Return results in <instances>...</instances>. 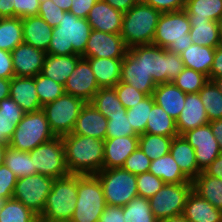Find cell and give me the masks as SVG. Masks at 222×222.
Returning <instances> with one entry per match:
<instances>
[{
    "label": "cell",
    "mask_w": 222,
    "mask_h": 222,
    "mask_svg": "<svg viewBox=\"0 0 222 222\" xmlns=\"http://www.w3.org/2000/svg\"><path fill=\"white\" fill-rule=\"evenodd\" d=\"M151 159L148 158L144 152L138 147L131 155L125 160L123 169L128 172L139 175L149 171Z\"/></svg>",
    "instance_id": "681fc988"
},
{
    "label": "cell",
    "mask_w": 222,
    "mask_h": 222,
    "mask_svg": "<svg viewBox=\"0 0 222 222\" xmlns=\"http://www.w3.org/2000/svg\"><path fill=\"white\" fill-rule=\"evenodd\" d=\"M38 222H49V221L38 219Z\"/></svg>",
    "instance_id": "11e5206c"
},
{
    "label": "cell",
    "mask_w": 222,
    "mask_h": 222,
    "mask_svg": "<svg viewBox=\"0 0 222 222\" xmlns=\"http://www.w3.org/2000/svg\"><path fill=\"white\" fill-rule=\"evenodd\" d=\"M14 76L11 52L0 49V78L12 79Z\"/></svg>",
    "instance_id": "6f0895ef"
},
{
    "label": "cell",
    "mask_w": 222,
    "mask_h": 222,
    "mask_svg": "<svg viewBox=\"0 0 222 222\" xmlns=\"http://www.w3.org/2000/svg\"><path fill=\"white\" fill-rule=\"evenodd\" d=\"M125 136H139L130 125L127 113L111 114L108 119L106 139Z\"/></svg>",
    "instance_id": "bcb514c9"
},
{
    "label": "cell",
    "mask_w": 222,
    "mask_h": 222,
    "mask_svg": "<svg viewBox=\"0 0 222 222\" xmlns=\"http://www.w3.org/2000/svg\"><path fill=\"white\" fill-rule=\"evenodd\" d=\"M139 146V136L115 137L104 140L103 169L119 168Z\"/></svg>",
    "instance_id": "ffe728a7"
},
{
    "label": "cell",
    "mask_w": 222,
    "mask_h": 222,
    "mask_svg": "<svg viewBox=\"0 0 222 222\" xmlns=\"http://www.w3.org/2000/svg\"><path fill=\"white\" fill-rule=\"evenodd\" d=\"M24 111L36 112L42 109L37 96L35 77L14 76L10 83V95Z\"/></svg>",
    "instance_id": "603a6c76"
},
{
    "label": "cell",
    "mask_w": 222,
    "mask_h": 222,
    "mask_svg": "<svg viewBox=\"0 0 222 222\" xmlns=\"http://www.w3.org/2000/svg\"><path fill=\"white\" fill-rule=\"evenodd\" d=\"M215 48L209 46L190 45L181 54L185 68L201 72L210 80V70L213 65Z\"/></svg>",
    "instance_id": "f546056e"
},
{
    "label": "cell",
    "mask_w": 222,
    "mask_h": 222,
    "mask_svg": "<svg viewBox=\"0 0 222 222\" xmlns=\"http://www.w3.org/2000/svg\"><path fill=\"white\" fill-rule=\"evenodd\" d=\"M218 24H219V29H220V37H221V41H222V16L219 19Z\"/></svg>",
    "instance_id": "753ad0ef"
},
{
    "label": "cell",
    "mask_w": 222,
    "mask_h": 222,
    "mask_svg": "<svg viewBox=\"0 0 222 222\" xmlns=\"http://www.w3.org/2000/svg\"><path fill=\"white\" fill-rule=\"evenodd\" d=\"M77 190L78 174L55 179L39 219L49 222H70L76 208Z\"/></svg>",
    "instance_id": "5b68a950"
},
{
    "label": "cell",
    "mask_w": 222,
    "mask_h": 222,
    "mask_svg": "<svg viewBox=\"0 0 222 222\" xmlns=\"http://www.w3.org/2000/svg\"><path fill=\"white\" fill-rule=\"evenodd\" d=\"M159 222H188V221L183 215H178V216L167 218Z\"/></svg>",
    "instance_id": "89a4df30"
},
{
    "label": "cell",
    "mask_w": 222,
    "mask_h": 222,
    "mask_svg": "<svg viewBox=\"0 0 222 222\" xmlns=\"http://www.w3.org/2000/svg\"><path fill=\"white\" fill-rule=\"evenodd\" d=\"M161 12L141 0L123 14L120 36L130 48L152 44Z\"/></svg>",
    "instance_id": "277c9868"
},
{
    "label": "cell",
    "mask_w": 222,
    "mask_h": 222,
    "mask_svg": "<svg viewBox=\"0 0 222 222\" xmlns=\"http://www.w3.org/2000/svg\"><path fill=\"white\" fill-rule=\"evenodd\" d=\"M22 43H24L22 19L0 18V49L11 52Z\"/></svg>",
    "instance_id": "d590c367"
},
{
    "label": "cell",
    "mask_w": 222,
    "mask_h": 222,
    "mask_svg": "<svg viewBox=\"0 0 222 222\" xmlns=\"http://www.w3.org/2000/svg\"><path fill=\"white\" fill-rule=\"evenodd\" d=\"M89 103L107 119L111 114L127 113L114 87L100 88Z\"/></svg>",
    "instance_id": "8d00e7d4"
},
{
    "label": "cell",
    "mask_w": 222,
    "mask_h": 222,
    "mask_svg": "<svg viewBox=\"0 0 222 222\" xmlns=\"http://www.w3.org/2000/svg\"><path fill=\"white\" fill-rule=\"evenodd\" d=\"M5 150H6V146L4 144H0V165L4 164Z\"/></svg>",
    "instance_id": "2644e50d"
},
{
    "label": "cell",
    "mask_w": 222,
    "mask_h": 222,
    "mask_svg": "<svg viewBox=\"0 0 222 222\" xmlns=\"http://www.w3.org/2000/svg\"><path fill=\"white\" fill-rule=\"evenodd\" d=\"M190 29L185 10L162 13L152 44L180 55L193 44L189 35Z\"/></svg>",
    "instance_id": "8992f818"
},
{
    "label": "cell",
    "mask_w": 222,
    "mask_h": 222,
    "mask_svg": "<svg viewBox=\"0 0 222 222\" xmlns=\"http://www.w3.org/2000/svg\"><path fill=\"white\" fill-rule=\"evenodd\" d=\"M22 26L23 42L47 52L53 28L38 15L23 18Z\"/></svg>",
    "instance_id": "cb8c5ba5"
},
{
    "label": "cell",
    "mask_w": 222,
    "mask_h": 222,
    "mask_svg": "<svg viewBox=\"0 0 222 222\" xmlns=\"http://www.w3.org/2000/svg\"><path fill=\"white\" fill-rule=\"evenodd\" d=\"M218 89L222 92V77H217L213 80Z\"/></svg>",
    "instance_id": "8c879c8a"
},
{
    "label": "cell",
    "mask_w": 222,
    "mask_h": 222,
    "mask_svg": "<svg viewBox=\"0 0 222 222\" xmlns=\"http://www.w3.org/2000/svg\"><path fill=\"white\" fill-rule=\"evenodd\" d=\"M189 32L193 44L216 48L222 44L218 22L211 20H189Z\"/></svg>",
    "instance_id": "4dcf8cb0"
},
{
    "label": "cell",
    "mask_w": 222,
    "mask_h": 222,
    "mask_svg": "<svg viewBox=\"0 0 222 222\" xmlns=\"http://www.w3.org/2000/svg\"><path fill=\"white\" fill-rule=\"evenodd\" d=\"M54 180L41 174L17 178L13 199L22 202L40 217Z\"/></svg>",
    "instance_id": "4fadbf2b"
},
{
    "label": "cell",
    "mask_w": 222,
    "mask_h": 222,
    "mask_svg": "<svg viewBox=\"0 0 222 222\" xmlns=\"http://www.w3.org/2000/svg\"><path fill=\"white\" fill-rule=\"evenodd\" d=\"M128 51L120 34L92 29L82 58H124Z\"/></svg>",
    "instance_id": "9a60e30c"
},
{
    "label": "cell",
    "mask_w": 222,
    "mask_h": 222,
    "mask_svg": "<svg viewBox=\"0 0 222 222\" xmlns=\"http://www.w3.org/2000/svg\"><path fill=\"white\" fill-rule=\"evenodd\" d=\"M65 93L90 102L93 96L99 91L95 75L92 72L91 65L86 58H80L66 80Z\"/></svg>",
    "instance_id": "2e32d148"
},
{
    "label": "cell",
    "mask_w": 222,
    "mask_h": 222,
    "mask_svg": "<svg viewBox=\"0 0 222 222\" xmlns=\"http://www.w3.org/2000/svg\"><path fill=\"white\" fill-rule=\"evenodd\" d=\"M41 0H14V17L26 18L38 15Z\"/></svg>",
    "instance_id": "f5cc1de1"
},
{
    "label": "cell",
    "mask_w": 222,
    "mask_h": 222,
    "mask_svg": "<svg viewBox=\"0 0 222 222\" xmlns=\"http://www.w3.org/2000/svg\"><path fill=\"white\" fill-rule=\"evenodd\" d=\"M222 77V44L215 48L213 65L210 70V81Z\"/></svg>",
    "instance_id": "94428289"
},
{
    "label": "cell",
    "mask_w": 222,
    "mask_h": 222,
    "mask_svg": "<svg viewBox=\"0 0 222 222\" xmlns=\"http://www.w3.org/2000/svg\"><path fill=\"white\" fill-rule=\"evenodd\" d=\"M114 9H117L123 13L131 9L140 0H104Z\"/></svg>",
    "instance_id": "be15d7a7"
},
{
    "label": "cell",
    "mask_w": 222,
    "mask_h": 222,
    "mask_svg": "<svg viewBox=\"0 0 222 222\" xmlns=\"http://www.w3.org/2000/svg\"><path fill=\"white\" fill-rule=\"evenodd\" d=\"M17 177L5 164L0 165V197L13 198Z\"/></svg>",
    "instance_id": "816d5d0a"
},
{
    "label": "cell",
    "mask_w": 222,
    "mask_h": 222,
    "mask_svg": "<svg viewBox=\"0 0 222 222\" xmlns=\"http://www.w3.org/2000/svg\"><path fill=\"white\" fill-rule=\"evenodd\" d=\"M65 164L70 174H96L103 169L104 141L90 136H62Z\"/></svg>",
    "instance_id": "6da1fadb"
},
{
    "label": "cell",
    "mask_w": 222,
    "mask_h": 222,
    "mask_svg": "<svg viewBox=\"0 0 222 222\" xmlns=\"http://www.w3.org/2000/svg\"><path fill=\"white\" fill-rule=\"evenodd\" d=\"M114 88L120 102L126 109L136 106V104L140 103L147 96L125 82H118Z\"/></svg>",
    "instance_id": "c3c4849f"
},
{
    "label": "cell",
    "mask_w": 222,
    "mask_h": 222,
    "mask_svg": "<svg viewBox=\"0 0 222 222\" xmlns=\"http://www.w3.org/2000/svg\"><path fill=\"white\" fill-rule=\"evenodd\" d=\"M145 133L174 138L178 135L176 121L155 103L150 112Z\"/></svg>",
    "instance_id": "e575fe53"
},
{
    "label": "cell",
    "mask_w": 222,
    "mask_h": 222,
    "mask_svg": "<svg viewBox=\"0 0 222 222\" xmlns=\"http://www.w3.org/2000/svg\"><path fill=\"white\" fill-rule=\"evenodd\" d=\"M208 77L194 69L184 68L172 81L184 93H198L208 82Z\"/></svg>",
    "instance_id": "f6af8a7d"
},
{
    "label": "cell",
    "mask_w": 222,
    "mask_h": 222,
    "mask_svg": "<svg viewBox=\"0 0 222 222\" xmlns=\"http://www.w3.org/2000/svg\"><path fill=\"white\" fill-rule=\"evenodd\" d=\"M14 0H0V18H14Z\"/></svg>",
    "instance_id": "e7e4bbea"
},
{
    "label": "cell",
    "mask_w": 222,
    "mask_h": 222,
    "mask_svg": "<svg viewBox=\"0 0 222 222\" xmlns=\"http://www.w3.org/2000/svg\"><path fill=\"white\" fill-rule=\"evenodd\" d=\"M5 201H6V199L0 197V210L2 209Z\"/></svg>",
    "instance_id": "34e18365"
},
{
    "label": "cell",
    "mask_w": 222,
    "mask_h": 222,
    "mask_svg": "<svg viewBox=\"0 0 222 222\" xmlns=\"http://www.w3.org/2000/svg\"><path fill=\"white\" fill-rule=\"evenodd\" d=\"M184 10L189 20L218 22L222 16V0H187Z\"/></svg>",
    "instance_id": "836d02e7"
},
{
    "label": "cell",
    "mask_w": 222,
    "mask_h": 222,
    "mask_svg": "<svg viewBox=\"0 0 222 222\" xmlns=\"http://www.w3.org/2000/svg\"><path fill=\"white\" fill-rule=\"evenodd\" d=\"M92 68L99 88L114 87L121 79L123 58H86Z\"/></svg>",
    "instance_id": "83f0119b"
},
{
    "label": "cell",
    "mask_w": 222,
    "mask_h": 222,
    "mask_svg": "<svg viewBox=\"0 0 222 222\" xmlns=\"http://www.w3.org/2000/svg\"><path fill=\"white\" fill-rule=\"evenodd\" d=\"M108 119L91 103L86 102L75 122L72 134L90 136L104 141L106 139Z\"/></svg>",
    "instance_id": "d6986e66"
},
{
    "label": "cell",
    "mask_w": 222,
    "mask_h": 222,
    "mask_svg": "<svg viewBox=\"0 0 222 222\" xmlns=\"http://www.w3.org/2000/svg\"><path fill=\"white\" fill-rule=\"evenodd\" d=\"M203 172L209 176L222 179V153Z\"/></svg>",
    "instance_id": "6125c7cd"
},
{
    "label": "cell",
    "mask_w": 222,
    "mask_h": 222,
    "mask_svg": "<svg viewBox=\"0 0 222 222\" xmlns=\"http://www.w3.org/2000/svg\"><path fill=\"white\" fill-rule=\"evenodd\" d=\"M192 190L222 210V179L205 174L203 171L192 180Z\"/></svg>",
    "instance_id": "d6a6232c"
},
{
    "label": "cell",
    "mask_w": 222,
    "mask_h": 222,
    "mask_svg": "<svg viewBox=\"0 0 222 222\" xmlns=\"http://www.w3.org/2000/svg\"><path fill=\"white\" fill-rule=\"evenodd\" d=\"M209 124L222 153V119L210 121Z\"/></svg>",
    "instance_id": "03108f58"
},
{
    "label": "cell",
    "mask_w": 222,
    "mask_h": 222,
    "mask_svg": "<svg viewBox=\"0 0 222 222\" xmlns=\"http://www.w3.org/2000/svg\"><path fill=\"white\" fill-rule=\"evenodd\" d=\"M164 184L165 183L163 180L153 175L149 171L139 174L137 175L136 182L138 196L150 199L158 190L163 187Z\"/></svg>",
    "instance_id": "7dc6e473"
},
{
    "label": "cell",
    "mask_w": 222,
    "mask_h": 222,
    "mask_svg": "<svg viewBox=\"0 0 222 222\" xmlns=\"http://www.w3.org/2000/svg\"><path fill=\"white\" fill-rule=\"evenodd\" d=\"M23 115L24 111L11 97L0 101V116L23 117Z\"/></svg>",
    "instance_id": "9f6ffc18"
},
{
    "label": "cell",
    "mask_w": 222,
    "mask_h": 222,
    "mask_svg": "<svg viewBox=\"0 0 222 222\" xmlns=\"http://www.w3.org/2000/svg\"><path fill=\"white\" fill-rule=\"evenodd\" d=\"M161 13L174 12L185 9L187 0H141Z\"/></svg>",
    "instance_id": "11a10c76"
},
{
    "label": "cell",
    "mask_w": 222,
    "mask_h": 222,
    "mask_svg": "<svg viewBox=\"0 0 222 222\" xmlns=\"http://www.w3.org/2000/svg\"><path fill=\"white\" fill-rule=\"evenodd\" d=\"M91 31L92 27L87 19L76 17L70 11H66L59 25L53 28L46 53L56 56L82 55Z\"/></svg>",
    "instance_id": "3957f363"
},
{
    "label": "cell",
    "mask_w": 222,
    "mask_h": 222,
    "mask_svg": "<svg viewBox=\"0 0 222 222\" xmlns=\"http://www.w3.org/2000/svg\"><path fill=\"white\" fill-rule=\"evenodd\" d=\"M153 97L160 106L175 121L178 119L185 106L186 93L179 89L173 82L156 86Z\"/></svg>",
    "instance_id": "d4e9b609"
},
{
    "label": "cell",
    "mask_w": 222,
    "mask_h": 222,
    "mask_svg": "<svg viewBox=\"0 0 222 222\" xmlns=\"http://www.w3.org/2000/svg\"><path fill=\"white\" fill-rule=\"evenodd\" d=\"M52 1L65 12L71 9L72 0H52Z\"/></svg>",
    "instance_id": "a7ac6f4b"
},
{
    "label": "cell",
    "mask_w": 222,
    "mask_h": 222,
    "mask_svg": "<svg viewBox=\"0 0 222 222\" xmlns=\"http://www.w3.org/2000/svg\"><path fill=\"white\" fill-rule=\"evenodd\" d=\"M192 191V181L187 183L164 184L149 199L150 208L158 221L182 215L188 195Z\"/></svg>",
    "instance_id": "7c38bea8"
},
{
    "label": "cell",
    "mask_w": 222,
    "mask_h": 222,
    "mask_svg": "<svg viewBox=\"0 0 222 222\" xmlns=\"http://www.w3.org/2000/svg\"><path fill=\"white\" fill-rule=\"evenodd\" d=\"M39 217L22 202L8 199L0 210V222H38Z\"/></svg>",
    "instance_id": "60d3db41"
},
{
    "label": "cell",
    "mask_w": 222,
    "mask_h": 222,
    "mask_svg": "<svg viewBox=\"0 0 222 222\" xmlns=\"http://www.w3.org/2000/svg\"><path fill=\"white\" fill-rule=\"evenodd\" d=\"M98 222H124L123 207L107 205Z\"/></svg>",
    "instance_id": "91938a15"
},
{
    "label": "cell",
    "mask_w": 222,
    "mask_h": 222,
    "mask_svg": "<svg viewBox=\"0 0 222 222\" xmlns=\"http://www.w3.org/2000/svg\"><path fill=\"white\" fill-rule=\"evenodd\" d=\"M65 11L58 7L52 0H41L38 16L44 19L52 28L59 25L64 18Z\"/></svg>",
    "instance_id": "f907efd6"
},
{
    "label": "cell",
    "mask_w": 222,
    "mask_h": 222,
    "mask_svg": "<svg viewBox=\"0 0 222 222\" xmlns=\"http://www.w3.org/2000/svg\"><path fill=\"white\" fill-rule=\"evenodd\" d=\"M169 152L181 171L191 181L202 172L196 163L194 148L187 142L183 135H177L172 139Z\"/></svg>",
    "instance_id": "4316f807"
},
{
    "label": "cell",
    "mask_w": 222,
    "mask_h": 222,
    "mask_svg": "<svg viewBox=\"0 0 222 222\" xmlns=\"http://www.w3.org/2000/svg\"><path fill=\"white\" fill-rule=\"evenodd\" d=\"M85 101L73 95L64 94L42 107L51 131L55 136L72 132Z\"/></svg>",
    "instance_id": "30bf717a"
},
{
    "label": "cell",
    "mask_w": 222,
    "mask_h": 222,
    "mask_svg": "<svg viewBox=\"0 0 222 222\" xmlns=\"http://www.w3.org/2000/svg\"><path fill=\"white\" fill-rule=\"evenodd\" d=\"M81 57V55L56 56L47 54L41 74L64 85Z\"/></svg>",
    "instance_id": "f1b7e54d"
},
{
    "label": "cell",
    "mask_w": 222,
    "mask_h": 222,
    "mask_svg": "<svg viewBox=\"0 0 222 222\" xmlns=\"http://www.w3.org/2000/svg\"><path fill=\"white\" fill-rule=\"evenodd\" d=\"M11 55L15 76L35 77L41 73L47 53L22 43L11 51Z\"/></svg>",
    "instance_id": "e0dca14e"
},
{
    "label": "cell",
    "mask_w": 222,
    "mask_h": 222,
    "mask_svg": "<svg viewBox=\"0 0 222 222\" xmlns=\"http://www.w3.org/2000/svg\"><path fill=\"white\" fill-rule=\"evenodd\" d=\"M149 73L156 85L172 82L185 68L181 56L154 44L136 45L127 51Z\"/></svg>",
    "instance_id": "7a4b0ae2"
},
{
    "label": "cell",
    "mask_w": 222,
    "mask_h": 222,
    "mask_svg": "<svg viewBox=\"0 0 222 222\" xmlns=\"http://www.w3.org/2000/svg\"><path fill=\"white\" fill-rule=\"evenodd\" d=\"M210 121L222 119V92L213 81L208 82L198 92Z\"/></svg>",
    "instance_id": "f35d334b"
},
{
    "label": "cell",
    "mask_w": 222,
    "mask_h": 222,
    "mask_svg": "<svg viewBox=\"0 0 222 222\" xmlns=\"http://www.w3.org/2000/svg\"><path fill=\"white\" fill-rule=\"evenodd\" d=\"M98 0H72L71 9L73 15L86 19L90 9Z\"/></svg>",
    "instance_id": "680465c9"
},
{
    "label": "cell",
    "mask_w": 222,
    "mask_h": 222,
    "mask_svg": "<svg viewBox=\"0 0 222 222\" xmlns=\"http://www.w3.org/2000/svg\"><path fill=\"white\" fill-rule=\"evenodd\" d=\"M21 120L22 117L0 116V144L8 146L9 140Z\"/></svg>",
    "instance_id": "db71d44e"
},
{
    "label": "cell",
    "mask_w": 222,
    "mask_h": 222,
    "mask_svg": "<svg viewBox=\"0 0 222 222\" xmlns=\"http://www.w3.org/2000/svg\"><path fill=\"white\" fill-rule=\"evenodd\" d=\"M173 137L144 133L139 135V148L151 159L156 160L169 153Z\"/></svg>",
    "instance_id": "ab89813d"
},
{
    "label": "cell",
    "mask_w": 222,
    "mask_h": 222,
    "mask_svg": "<svg viewBox=\"0 0 222 222\" xmlns=\"http://www.w3.org/2000/svg\"><path fill=\"white\" fill-rule=\"evenodd\" d=\"M154 104V97L150 95L146 96L140 103L136 104V106L127 109V118L133 130L138 135L145 133L148 118Z\"/></svg>",
    "instance_id": "7bdbcfd3"
},
{
    "label": "cell",
    "mask_w": 222,
    "mask_h": 222,
    "mask_svg": "<svg viewBox=\"0 0 222 222\" xmlns=\"http://www.w3.org/2000/svg\"><path fill=\"white\" fill-rule=\"evenodd\" d=\"M35 86L37 96L42 107L65 94L64 85L56 83L41 73L35 76Z\"/></svg>",
    "instance_id": "ee69618b"
},
{
    "label": "cell",
    "mask_w": 222,
    "mask_h": 222,
    "mask_svg": "<svg viewBox=\"0 0 222 222\" xmlns=\"http://www.w3.org/2000/svg\"><path fill=\"white\" fill-rule=\"evenodd\" d=\"M188 222H222V210L193 190L188 195L182 214Z\"/></svg>",
    "instance_id": "484cf974"
},
{
    "label": "cell",
    "mask_w": 222,
    "mask_h": 222,
    "mask_svg": "<svg viewBox=\"0 0 222 222\" xmlns=\"http://www.w3.org/2000/svg\"><path fill=\"white\" fill-rule=\"evenodd\" d=\"M123 14V12L114 9L104 0H98L90 9L86 19L94 30L120 34Z\"/></svg>",
    "instance_id": "ac0fdd59"
},
{
    "label": "cell",
    "mask_w": 222,
    "mask_h": 222,
    "mask_svg": "<svg viewBox=\"0 0 222 222\" xmlns=\"http://www.w3.org/2000/svg\"><path fill=\"white\" fill-rule=\"evenodd\" d=\"M4 164L14 172L17 178L38 174L33 168L29 152L15 150L9 146H6Z\"/></svg>",
    "instance_id": "74e56055"
},
{
    "label": "cell",
    "mask_w": 222,
    "mask_h": 222,
    "mask_svg": "<svg viewBox=\"0 0 222 222\" xmlns=\"http://www.w3.org/2000/svg\"><path fill=\"white\" fill-rule=\"evenodd\" d=\"M183 137L194 148L196 163L201 171H204L221 153L209 123L185 132Z\"/></svg>",
    "instance_id": "5bb4252c"
},
{
    "label": "cell",
    "mask_w": 222,
    "mask_h": 222,
    "mask_svg": "<svg viewBox=\"0 0 222 222\" xmlns=\"http://www.w3.org/2000/svg\"><path fill=\"white\" fill-rule=\"evenodd\" d=\"M100 181L106 204L124 207L138 196L137 175L122 167L102 169L95 174Z\"/></svg>",
    "instance_id": "9c48e42d"
},
{
    "label": "cell",
    "mask_w": 222,
    "mask_h": 222,
    "mask_svg": "<svg viewBox=\"0 0 222 222\" xmlns=\"http://www.w3.org/2000/svg\"><path fill=\"white\" fill-rule=\"evenodd\" d=\"M149 172L165 184L187 183L191 180L181 171L170 152L151 161Z\"/></svg>",
    "instance_id": "1f68e13d"
},
{
    "label": "cell",
    "mask_w": 222,
    "mask_h": 222,
    "mask_svg": "<svg viewBox=\"0 0 222 222\" xmlns=\"http://www.w3.org/2000/svg\"><path fill=\"white\" fill-rule=\"evenodd\" d=\"M133 86L138 91L145 93L147 96L153 95L156 88L154 80L140 63V59H134L128 52L123 58L121 64V79Z\"/></svg>",
    "instance_id": "44dd1931"
},
{
    "label": "cell",
    "mask_w": 222,
    "mask_h": 222,
    "mask_svg": "<svg viewBox=\"0 0 222 222\" xmlns=\"http://www.w3.org/2000/svg\"><path fill=\"white\" fill-rule=\"evenodd\" d=\"M29 154L33 168L38 174L53 179L62 178L70 174L65 164L62 136H56L52 140L37 146Z\"/></svg>",
    "instance_id": "8fae6325"
},
{
    "label": "cell",
    "mask_w": 222,
    "mask_h": 222,
    "mask_svg": "<svg viewBox=\"0 0 222 222\" xmlns=\"http://www.w3.org/2000/svg\"><path fill=\"white\" fill-rule=\"evenodd\" d=\"M124 222H159L153 215L149 199L136 196L123 207Z\"/></svg>",
    "instance_id": "b9f144b4"
},
{
    "label": "cell",
    "mask_w": 222,
    "mask_h": 222,
    "mask_svg": "<svg viewBox=\"0 0 222 222\" xmlns=\"http://www.w3.org/2000/svg\"><path fill=\"white\" fill-rule=\"evenodd\" d=\"M10 83L11 79L0 78V101L9 97Z\"/></svg>",
    "instance_id": "003e7915"
},
{
    "label": "cell",
    "mask_w": 222,
    "mask_h": 222,
    "mask_svg": "<svg viewBox=\"0 0 222 222\" xmlns=\"http://www.w3.org/2000/svg\"><path fill=\"white\" fill-rule=\"evenodd\" d=\"M54 137L56 136L49 127L46 114L41 109L36 112L24 113L8 146L15 150L30 152Z\"/></svg>",
    "instance_id": "ba28073f"
},
{
    "label": "cell",
    "mask_w": 222,
    "mask_h": 222,
    "mask_svg": "<svg viewBox=\"0 0 222 222\" xmlns=\"http://www.w3.org/2000/svg\"><path fill=\"white\" fill-rule=\"evenodd\" d=\"M209 123L206 110L198 93H187L184 109L176 120L178 135Z\"/></svg>",
    "instance_id": "7402d4cb"
},
{
    "label": "cell",
    "mask_w": 222,
    "mask_h": 222,
    "mask_svg": "<svg viewBox=\"0 0 222 222\" xmlns=\"http://www.w3.org/2000/svg\"><path fill=\"white\" fill-rule=\"evenodd\" d=\"M106 206L99 178L78 174L77 202L70 222H98Z\"/></svg>",
    "instance_id": "52a82bcc"
}]
</instances>
